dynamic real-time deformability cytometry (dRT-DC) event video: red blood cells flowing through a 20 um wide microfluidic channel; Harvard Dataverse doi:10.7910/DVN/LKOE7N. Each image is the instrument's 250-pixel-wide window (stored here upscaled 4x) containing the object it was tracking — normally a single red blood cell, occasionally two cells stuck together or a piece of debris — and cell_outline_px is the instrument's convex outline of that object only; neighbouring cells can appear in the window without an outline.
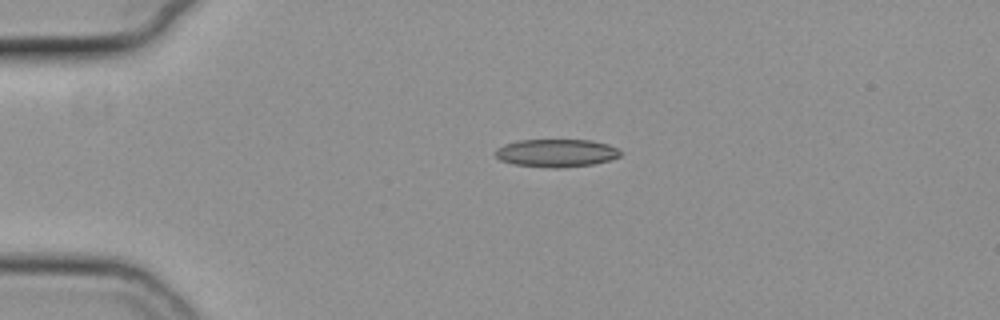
{"species": "common noctule bat (a hibernating species)", "species_latin": "Nyctalus noctula", "temperature_condition": "cold", "stored_images_in_passage": 52, "camera_frame_rate_fps": 3000, "um_per_image_px": 0.085, "animal": {"sex": "female", "body_mass_g": 19.3, "forearm_length_mm": 54.1}, "frame": {"image": 1, "passage_image": 10, "time_ms": 3.0, "image_size_px": [1000, 320], "cell_outline_px": [[624, 152], [620, 156], [608, 160], [592, 164], [564, 168], [552, 168], [516, 164], [500, 160], [496, 156], [496, 148], [504, 144], [520, 140], [592, 140], [608, 144]], "centroid_in_image_um": [47.31, 13.0], "position_along_channel_um": 37.7, "area_um2": 20.29}}
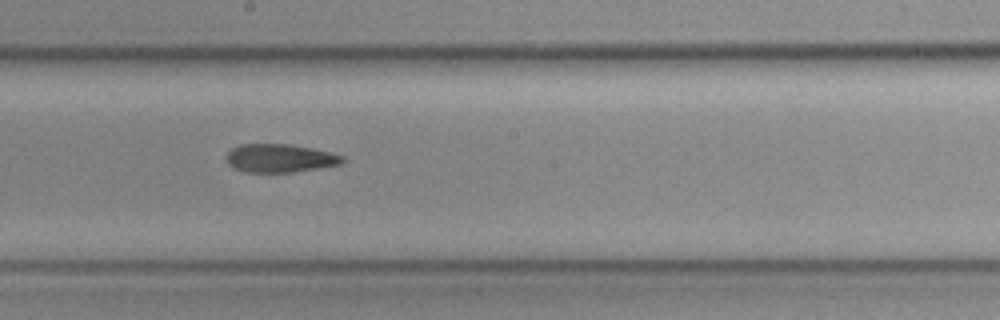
{"frame": {"image": 2, "passage_image": 28, "time_ms": 9.0, "image_size_px": [1000, 320], "cell_outline_px": [[344, 160], [340, 164], [292, 172], [244, 172], [232, 168], [228, 164], [224, 156], [232, 148], [240, 144], [288, 144], [312, 148], [344, 156]], "centroid_in_image_um": [23.71, 13.44], "position_along_channel_um": 224.5, "area_um2": 19.13}}
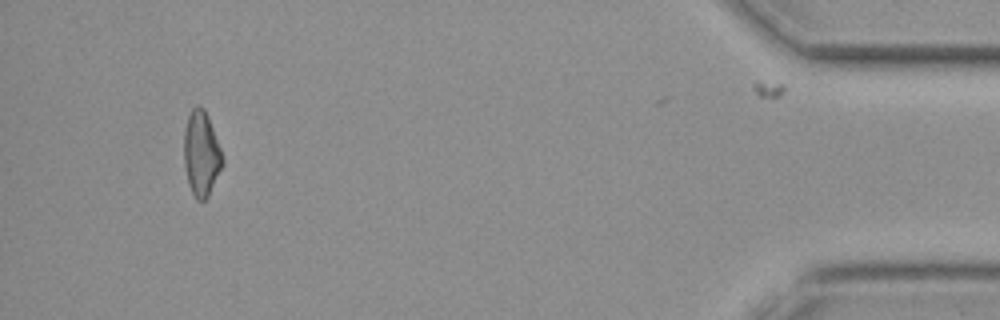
{"frame": {"image": 3, "passage_image": 49, "time_ms": 16.0, "image_size_px": [1000, 320], "cell_outline_px": [[224, 164], [208, 196], [204, 200], [196, 200], [188, 184], [184, 168], [184, 128], [188, 116], [192, 108], [196, 104], [200, 104], [204, 108], [208, 116], [220, 148], [224, 160]], "centroid_in_image_um": [17.1, 13.04], "position_along_channel_um": 418.1, "area_um2": 19.25}, "authors_computed_cell_mechanics": {"area_um2": 19.363, "velocity_mm_per_s": 3.8035, "shape_relaxation_time_tau1_ms": 10.6294, "shape_relaxation_time_tau2_ms": 4.4021, "deformation_change_tau1": 0.2186, "deformation_change_tau2": 0.1538}}